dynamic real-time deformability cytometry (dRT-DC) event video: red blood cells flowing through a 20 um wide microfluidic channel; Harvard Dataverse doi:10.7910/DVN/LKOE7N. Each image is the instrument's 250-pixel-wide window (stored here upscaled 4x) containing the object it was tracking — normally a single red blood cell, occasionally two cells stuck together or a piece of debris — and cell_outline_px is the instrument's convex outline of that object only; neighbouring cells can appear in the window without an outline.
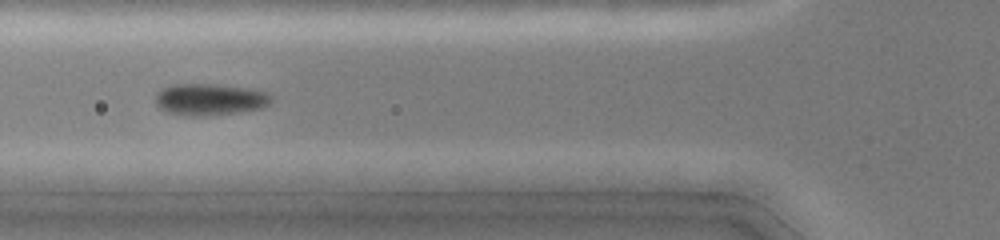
{"species": "common noctule bat (a hibernating species)", "species_latin": "Nyctalus noctula", "temperature_condition": "cold", "stored_images_in_passage": 19, "camera_frame_rate_fps": 3000, "um_per_image_px": 0.085, "animal": {"sex": "female", "body_mass_g": 19.0, "forearm_length_mm": 51.5}, "frame": {"image": 1, "passage_image": 16, "time_ms": 5.0, "image_size_px": [1000, 240], "cell_outline_px": [[272, 100], [268, 104], [260, 108], [236, 112], [196, 116], [192, 116], [168, 112], [160, 108], [156, 104], [156, 92], [160, 88], [172, 84], [220, 84], [248, 88], [268, 92], [272, 96]], "centroid_in_image_um": [17.82, 8.42], "position_along_channel_um": 108.0, "area_um2": 21.33}}
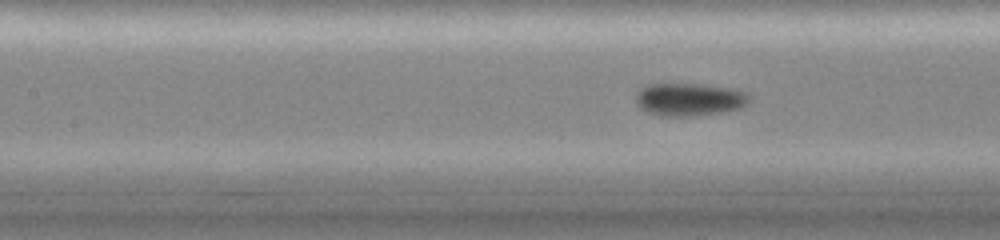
{"frame": {"image": 2, "passage_image": 19, "time_ms": 6.0, "image_size_px": [1000, 240], "cell_outline_px": [[748, 100], [740, 108], [720, 112], [692, 116], [660, 116], [648, 112], [640, 108], [636, 100], [636, 96], [640, 88], [648, 84], [704, 84], [732, 88], [748, 92]], "centroid_in_image_um": [58.57, 8.44], "position_along_channel_um": 148.8, "area_um2": 21.62}}